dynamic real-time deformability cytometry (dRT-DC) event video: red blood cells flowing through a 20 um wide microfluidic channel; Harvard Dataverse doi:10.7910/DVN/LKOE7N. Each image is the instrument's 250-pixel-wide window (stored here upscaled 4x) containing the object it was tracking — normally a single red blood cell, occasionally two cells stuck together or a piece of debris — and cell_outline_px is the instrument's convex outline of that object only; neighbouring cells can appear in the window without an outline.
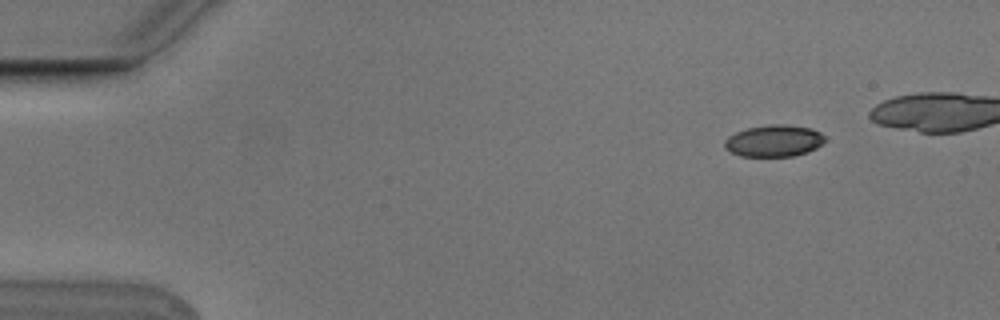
{"species": "Egyptian fruit bat (a non-hibernating species)", "species_latin": "Rousettus aegyptiacus", "temperature_condition": "cold", "stored_images_in_passage": 6, "camera_frame_rate_fps": 3000, "um_per_image_px": 0.085, "animal": {"sex": "male"}, "frame": {"image": 1, "passage_image": 2, "time_ms": 0.333, "image_size_px": [1000, 320], "cell_outline_px": [[824, 140], [816, 148], [808, 152], [792, 156], [740, 156], [724, 148], [724, 140], [728, 136], [736, 132], [748, 128], [768, 124], [788, 124], [812, 128], [820, 132], [824, 136]], "centroid_in_image_um": [65.77, 11.96], "position_along_channel_um": 19.2, "area_um2": 18.61}}